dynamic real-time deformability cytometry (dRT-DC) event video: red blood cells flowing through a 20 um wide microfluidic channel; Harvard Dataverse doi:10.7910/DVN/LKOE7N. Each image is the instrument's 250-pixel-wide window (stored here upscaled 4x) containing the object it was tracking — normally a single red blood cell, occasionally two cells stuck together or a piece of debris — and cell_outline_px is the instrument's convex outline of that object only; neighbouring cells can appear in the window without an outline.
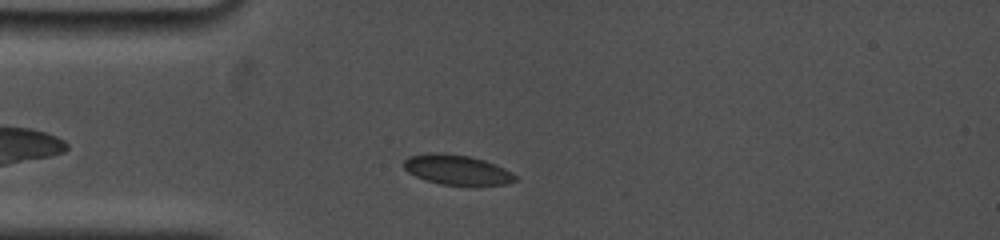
{"species": "common noctule bat (a hibernating species)", "species_latin": "Nyctalus noctula", "temperature_condition": "cold", "stored_images_in_passage": 24, "camera_frame_rate_fps": 5000, "um_per_image_px": 0.085, "animal": {"sex": "female", "body_mass_g": 19.0, "forearm_length_mm": 53.3}, "frame": {"image": 1, "passage_image": 3, "time_ms": 1.0, "image_size_px": [1000, 240], "cell_outline_px": [[516, 180], [508, 184], [476, 188], [468, 188], [440, 184], [416, 176], [408, 172], [404, 168], [404, 160], [408, 156], [436, 152], [440, 152], [468, 156], [484, 160], [504, 168], [512, 172], [516, 176]], "centroid_in_image_um": [38.9, 14.49], "position_along_channel_um": 46.1, "area_um2": 20.11}}
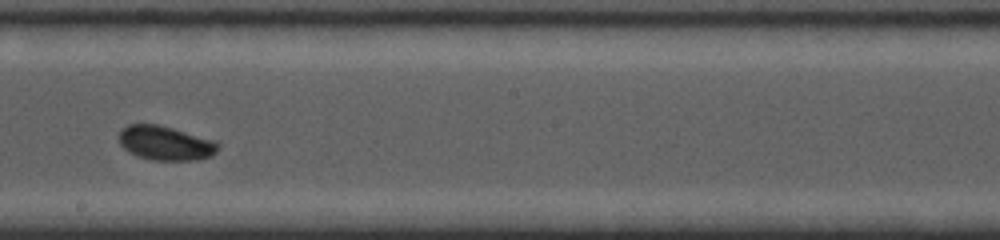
{"frame": {"image": 2, "passage_image": 13, "time_ms": 6.4, "image_size_px": [1000, 240], "cell_outline_px": [[220, 148], [212, 156], [196, 160], [152, 160], [136, 156], [128, 152], [120, 144], [116, 136], [120, 128], [128, 124], [156, 124], [172, 128], [216, 140], [220, 144]], "centroid_in_image_um": [14.03, 12.16], "position_along_channel_um": 234.2, "area_um2": 20.23}}
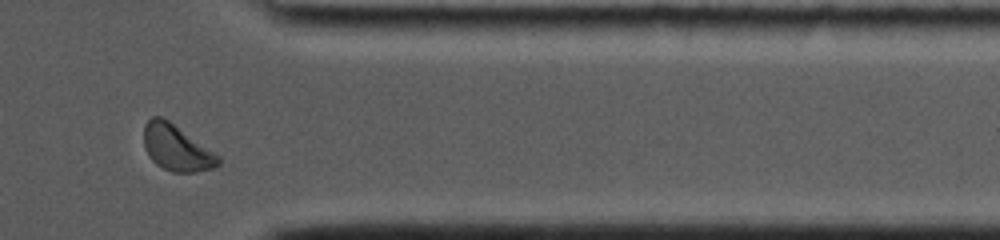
{"frame": {"image": 3, "passage_image": 21, "time_ms": 10.8, "image_size_px": [1000, 240], "cell_outline_px": [[220, 164], [212, 168], [196, 172], [172, 172], [156, 164], [148, 156], [144, 148], [144, 124], [152, 116], [160, 116], [168, 120], [220, 156]], "centroid_in_image_um": [14.98, 12.57], "position_along_channel_um": 396.4, "area_um2": 19.83}, "authors_computed_cell_mechanics": {"area_um2": 19.5075, "velocity_mm_per_s": 3.7176, "shape_relaxation_time_tau1_ms": 3.0362, "shape_relaxation_time_tau2_ms": null, "deformation_change_tau1": 0.0854, "deformation_change_tau2": null}}